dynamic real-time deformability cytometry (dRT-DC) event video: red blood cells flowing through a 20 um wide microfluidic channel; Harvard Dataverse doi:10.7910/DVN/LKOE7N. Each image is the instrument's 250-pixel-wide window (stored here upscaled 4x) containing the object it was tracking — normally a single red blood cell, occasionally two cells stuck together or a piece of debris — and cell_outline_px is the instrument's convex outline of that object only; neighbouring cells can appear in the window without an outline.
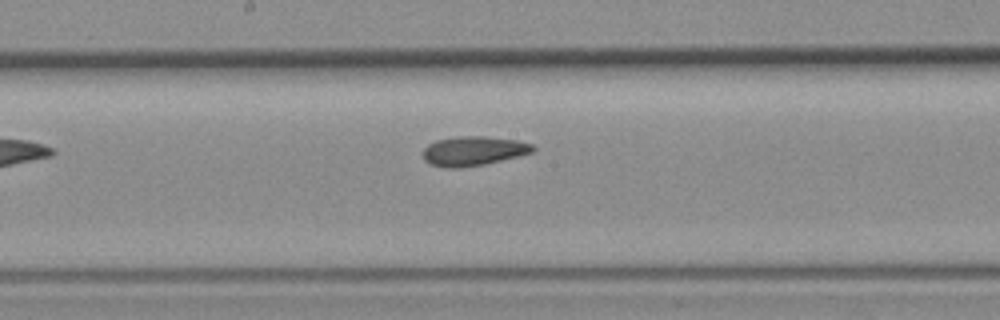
{"species": "common noctule bat (a hibernating species)", "species_latin": "Nyctalus noctula", "temperature_condition": "room temperature", "stored_images_in_passage": 6, "camera_frame_rate_fps": 3000, "um_per_image_px": 0.085, "animal": {"sex": "female", "body_mass_g": 19.3, "forearm_length_mm": 54.1}, "frame": {"image": 1, "passage_image": 6, "time_ms": 1.667, "image_size_px": [1000, 320], "cell_outline_px": [[536, 148], [532, 152], [484, 164], [460, 168], [448, 168], [428, 164], [424, 160], [424, 148], [428, 144], [436, 140], [464, 136], [484, 136], [516, 140], [532, 144]], "centroid_in_image_um": [40.21, 12.83], "position_along_channel_um": 208.0, "area_um2": 18.61}}